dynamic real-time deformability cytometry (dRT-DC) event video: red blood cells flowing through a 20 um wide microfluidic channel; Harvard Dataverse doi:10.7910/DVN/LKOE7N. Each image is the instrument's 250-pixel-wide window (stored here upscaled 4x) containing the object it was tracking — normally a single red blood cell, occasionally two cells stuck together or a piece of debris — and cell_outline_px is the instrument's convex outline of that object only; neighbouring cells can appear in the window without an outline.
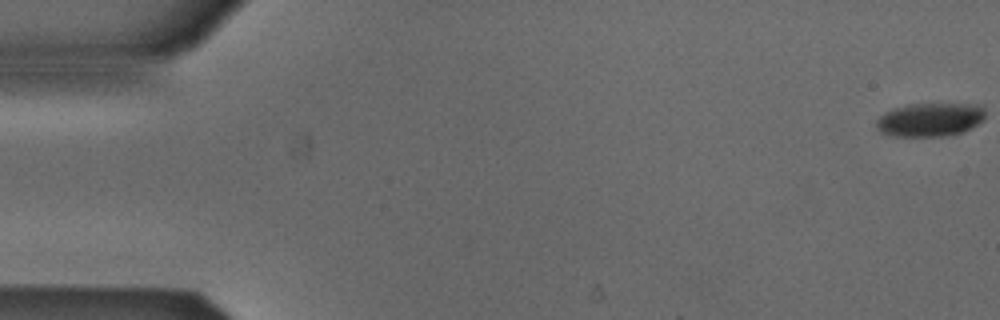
{"species": "Egyptian fruit bat (a non-hibernating species)", "species_latin": "Rousettus aegyptiacus", "temperature_condition": "cold", "stored_images_in_passage": 6, "camera_frame_rate_fps": 3000, "um_per_image_px": 0.085, "animal": {"sex": "male"}, "frame": {"image": 1, "passage_image": 1, "time_ms": 0.0, "image_size_px": [1000, 320], "cell_outline_px": [[984, 120], [964, 132], [944, 136], [896, 136], [884, 132], [876, 124], [876, 120], [884, 112], [908, 104], [984, 104]], "centroid_in_image_um": [79.12, 10.16], "position_along_channel_um": 5.9, "area_um2": 21.21}}
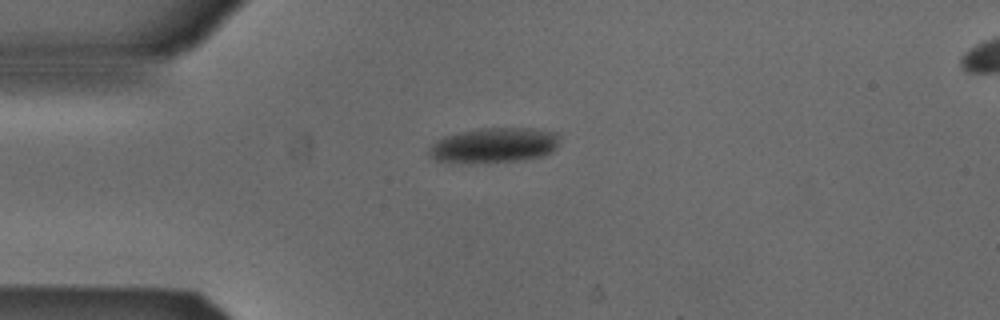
{"frame": {"image": 2, "passage_image": 4, "time_ms": 1.0, "image_size_px": [1000, 320], "cell_outline_px": [[560, 140], [556, 148], [552, 152], [544, 156], [524, 160], [468, 164], [460, 164], [436, 160], [428, 152], [432, 144], [436, 140], [444, 136], [480, 128], [532, 128], [560, 132]], "centroid_in_image_um": [42.05, 12.36], "position_along_channel_um": 43.0, "area_um2": 27.28}}
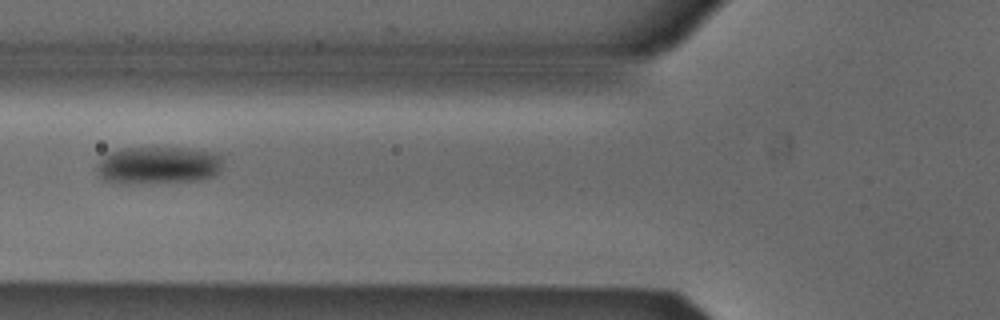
{"frame": {"image": 3, "passage_image": 6, "time_ms": 1.667, "image_size_px": [1000, 320], "cell_outline_px": [[224, 160], [220, 172], [212, 176], [200, 180], [136, 184], [124, 184], [104, 180], [100, 176], [96, 168], [100, 160], [104, 156], [120, 148], [188, 148], [212, 152], [224, 156]], "centroid_in_image_um": [13.49, 14.06], "position_along_channel_um": 112.3, "area_um2": 27.86}}